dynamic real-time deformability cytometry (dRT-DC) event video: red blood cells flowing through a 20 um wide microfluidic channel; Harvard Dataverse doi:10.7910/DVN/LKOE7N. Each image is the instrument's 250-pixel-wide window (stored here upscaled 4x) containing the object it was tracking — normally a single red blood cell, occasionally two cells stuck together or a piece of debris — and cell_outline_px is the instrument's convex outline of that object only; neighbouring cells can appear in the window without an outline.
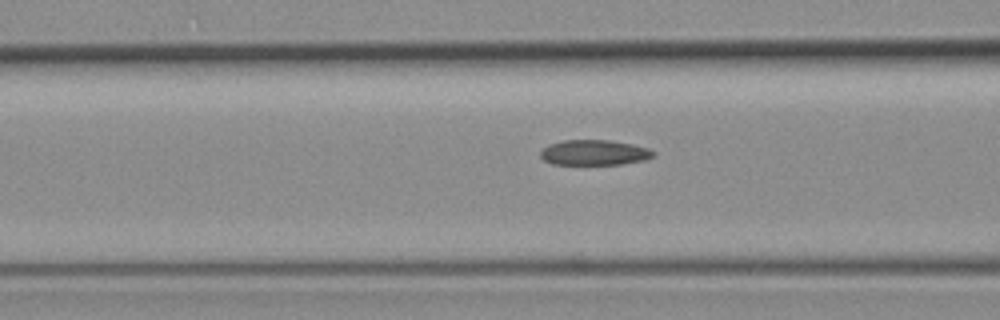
{"species": "common noctule bat (a hibernating species)", "species_latin": "Nyctalus noctula", "temperature_condition": "room temperature", "stored_images_in_passage": 3, "camera_frame_rate_fps": 3000, "um_per_image_px": 0.085, "animal": {"sex": "female", "body_mass_g": 19.3, "forearm_length_mm": 54.1}, "frame": {"image": 1, "passage_image": 3, "time_ms": 3.333, "image_size_px": [1000, 320], "cell_outline_px": [[656, 152], [652, 156], [644, 160], [620, 164], [552, 164], [544, 160], [540, 156], [540, 152], [548, 144], [564, 140], [608, 140], [632, 144], [648, 148]], "centroid_in_image_um": [50.49, 12.96], "position_along_channel_um": 116.1, "area_um2": 16.53}}